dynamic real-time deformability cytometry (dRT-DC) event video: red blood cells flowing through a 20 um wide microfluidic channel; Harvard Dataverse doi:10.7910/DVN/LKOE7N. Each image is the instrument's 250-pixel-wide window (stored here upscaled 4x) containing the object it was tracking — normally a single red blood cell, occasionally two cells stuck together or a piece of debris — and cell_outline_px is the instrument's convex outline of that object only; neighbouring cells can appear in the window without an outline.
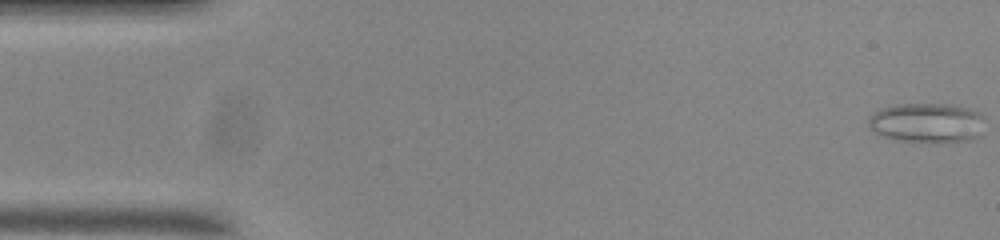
{"species": "common noctule bat (a hibernating species)", "species_latin": "Nyctalus noctula", "temperature_condition": "room temperature", "stored_images_in_passage": 55, "camera_frame_rate_fps": 3000, "um_per_image_px": 0.085, "animal": {"sex": "male", "body_mass_g": 20.0, "forearm_length_mm": 53.3}, "frame": {"image": 1, "passage_image": 1, "time_ms": 0.0, "image_size_px": [1000, 240], "cell_outline_px": [[984, 116], [976, 136], [968, 140], [936, 144], [892, 140], [880, 136], [872, 132], [868, 124], [868, 120], [872, 112], [880, 108], [896, 104], [948, 104], [968, 108], [980, 112]], "centroid_in_image_um": [78.7, 10.46], "position_along_channel_um": 6.3, "area_um2": 27.46}}
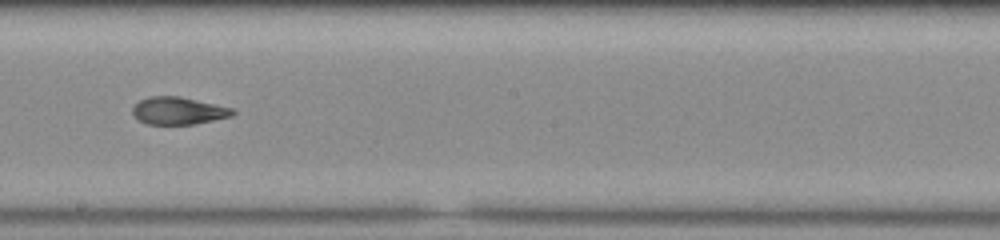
{"frame": {"image": 2, "passage_image": 30, "time_ms": 9.667, "image_size_px": [1000, 240], "cell_outline_px": [[236, 112], [232, 116], [196, 124], [148, 124], [140, 120], [132, 112], [132, 108], [140, 100], [148, 96], [180, 96], [232, 108]], "centroid_in_image_um": [15.18, 9.41], "position_along_channel_um": 233.0, "area_um2": 15.9}}
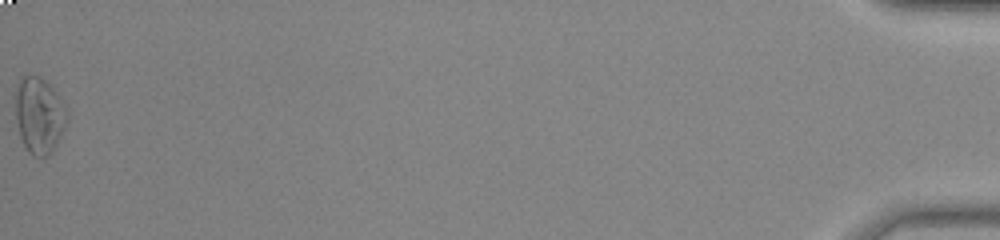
{"frame": {"image": 3, "passage_image": 55, "time_ms": 18.0, "image_size_px": [1000, 240], "cell_outline_px": [[68, 120], [52, 152], [48, 156], [32, 156], [28, 152], [20, 136], [16, 120], [16, 88], [20, 80], [24, 76], [40, 76], [52, 88], [68, 112]], "centroid_in_image_um": [3.33, 9.83], "position_along_channel_um": 431.9, "area_um2": 22.54}, "authors_computed_cell_mechanics": {"area_um2": 17.5134, "velocity_mm_per_s": 3.7041, "shape_relaxation_time_tau1_ms": null, "shape_relaxation_time_tau2_ms": 2.8935, "deformation_change_tau1": null, "deformation_change_tau2": 0.107}}